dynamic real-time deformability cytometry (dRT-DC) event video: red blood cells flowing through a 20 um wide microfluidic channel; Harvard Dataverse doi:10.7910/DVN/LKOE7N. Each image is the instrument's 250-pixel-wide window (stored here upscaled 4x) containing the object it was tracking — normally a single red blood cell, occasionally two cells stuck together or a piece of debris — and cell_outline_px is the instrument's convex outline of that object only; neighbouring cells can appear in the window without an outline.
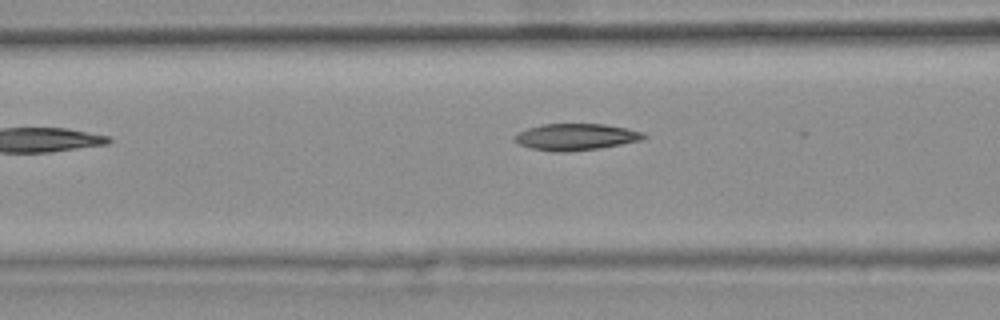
{"species": "common noctule bat (a hibernating species)", "species_latin": "Nyctalus noctula", "temperature_condition": "warm", "stored_images_in_passage": 7, "camera_frame_rate_fps": 3000, "um_per_image_px": 0.085, "animal": {"sex": "female", "body_mass_g": 25.1}, "frame": {"image": 1, "passage_image": 6, "time_ms": 1.667, "image_size_px": [1000, 320], "cell_outline_px": [[648, 136], [640, 140], [600, 148], [572, 152], [556, 152], [528, 148], [512, 140], [512, 136], [528, 128], [544, 124], [604, 124], [628, 128], [644, 132]], "centroid_in_image_um": [48.93, 11.64], "position_along_channel_um": 117.7, "area_um2": 20.17}}